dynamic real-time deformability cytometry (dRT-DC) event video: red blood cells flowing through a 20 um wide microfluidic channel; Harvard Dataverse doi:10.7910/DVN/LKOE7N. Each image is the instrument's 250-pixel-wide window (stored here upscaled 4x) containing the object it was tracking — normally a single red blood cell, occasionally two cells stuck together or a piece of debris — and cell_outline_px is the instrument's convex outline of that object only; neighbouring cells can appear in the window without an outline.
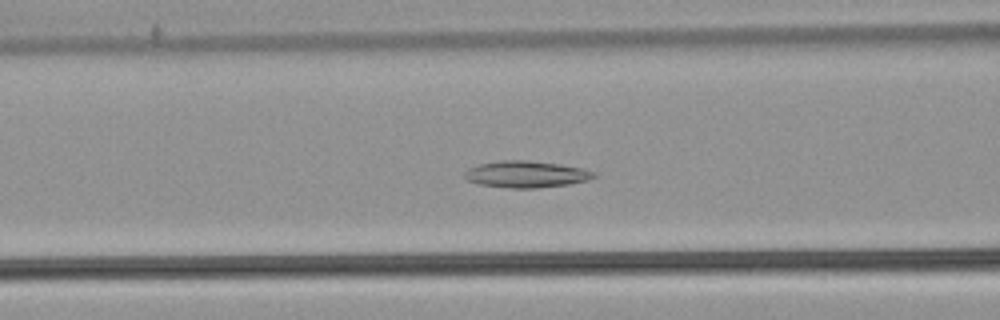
{"species": "common noctule bat (a hibernating species)", "species_latin": "Nyctalus noctula", "temperature_condition": "warm", "stored_images_in_passage": 55, "camera_frame_rate_fps": 3000, "um_per_image_px": 0.085, "animal": {"sex": "male", "body_mass_g": 21.5, "forearm_length_mm": 52.0}, "frame": {"image": 1, "passage_image": 23, "time_ms": 7.333, "image_size_px": [1000, 320], "cell_outline_px": [[596, 176], [588, 180], [568, 184], [536, 188], [508, 188], [480, 184], [464, 180], [464, 172], [468, 168], [480, 164], [500, 160], [524, 160], [560, 164], [584, 168], [596, 172]], "centroid_in_image_um": [44.71, 14.81], "position_along_channel_um": 121.9, "area_um2": 20.17}}
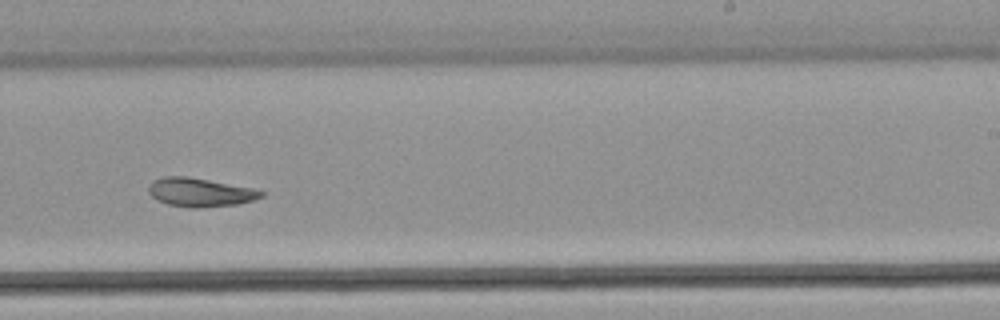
{"frame": {"image": 2, "passage_image": 35, "time_ms": 11.333, "image_size_px": [1000, 320], "cell_outline_px": [[264, 196], [252, 200], [236, 204], [196, 208], [188, 208], [168, 204], [156, 200], [148, 192], [148, 184], [152, 180], [164, 176], [184, 176], [208, 180], [252, 188], [264, 192]], "centroid_in_image_um": [16.94, 16.35], "position_along_channel_um": 272.1, "area_um2": 18.73}}
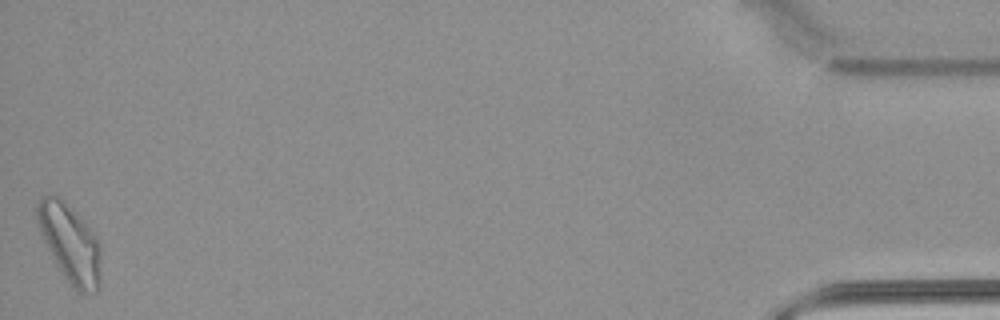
{"frame": {"image": 3, "passage_image": 55, "time_ms": 18.0, "image_size_px": [1000, 320], "cell_outline_px": [[100, 280], [96, 292], [76, 292], [72, 288], [56, 264], [44, 240], [36, 220], [36, 204], [40, 196], [60, 196], [76, 212], [96, 236], [100, 248]], "centroid_in_image_um": [5.94, 20.67], "position_along_channel_um": 429.3, "area_um2": 28.84}, "authors_computed_cell_mechanics": {"area_um2": 21.386, "velocity_mm_per_s": 3.7573, "shape_relaxation_time_tau1_ms": null, "shape_relaxation_time_tau2_ms": 6.3397, "deformation_change_tau1": null, "deformation_change_tau2": 0.1287}}